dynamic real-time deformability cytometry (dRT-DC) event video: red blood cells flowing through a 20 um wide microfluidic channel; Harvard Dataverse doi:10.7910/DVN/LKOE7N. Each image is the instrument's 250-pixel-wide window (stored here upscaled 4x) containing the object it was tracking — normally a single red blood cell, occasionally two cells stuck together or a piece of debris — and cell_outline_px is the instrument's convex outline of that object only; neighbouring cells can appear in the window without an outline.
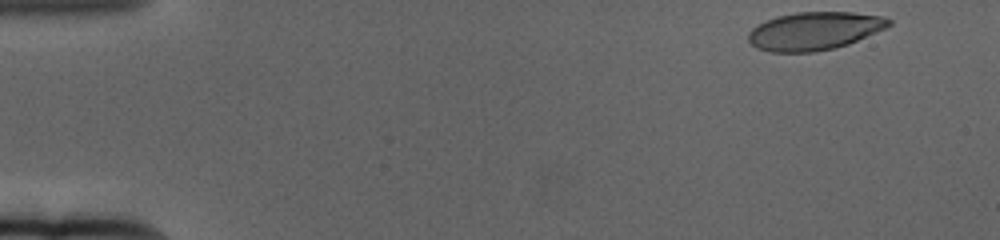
{"species": "human", "species_latin": "Homo sapiens", "temperature_condition": "cold", "stored_images_in_passage": 57, "camera_frame_rate_fps": 3000, "um_per_image_px": 0.085, "donor": {"sex": "female"}, "frame": {"image": 1, "passage_image": 1, "time_ms": 0.0, "image_size_px": [1000, 240], "cell_outline_px": [[892, 24], [888, 28], [848, 44], [832, 48], [812, 52], [772, 52], [756, 48], [748, 40], [748, 32], [752, 28], [776, 16], [796, 12], [852, 12], [884, 16], [892, 20]], "centroid_in_image_um": [69.26, 2.62], "position_along_channel_um": 15.7, "area_um2": 31.21}}
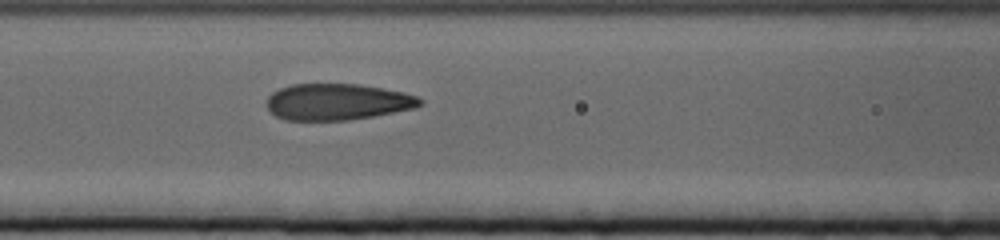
{"frame": {"image": 2, "passage_image": 23, "time_ms": 7.333, "image_size_px": [1000, 240], "cell_outline_px": [[424, 104], [412, 108], [372, 116], [348, 120], [284, 120], [276, 116], [268, 108], [268, 96], [272, 92], [280, 88], [292, 84], [360, 84], [404, 92], [416, 96], [424, 100]], "centroid_in_image_um": [28.68, 8.65], "position_along_channel_um": 137.9, "area_um2": 32.37}}
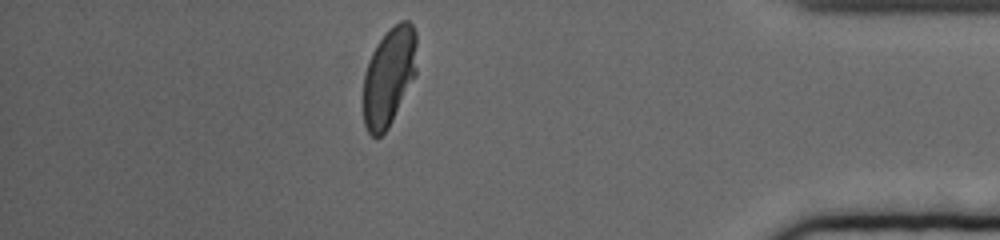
{"frame": {"image": 3, "passage_image": 50, "time_ms": 16.333, "image_size_px": [1000, 240], "cell_outline_px": [[416, 72], [388, 128], [376, 140], [368, 132], [364, 124], [364, 76], [372, 52], [376, 44], [400, 20], [408, 20], [412, 24], [416, 32]], "centroid_in_image_um": [33.06, 6.51], "position_along_channel_um": 402.1, "area_um2": 30.17}, "authors_computed_cell_mechanics": {"area_um2": 33.0038, "velocity_mm_per_s": 3.3374, "shape_relaxation_time_tau1_ms": 5.2136, "shape_relaxation_time_tau2_ms": null, "deformation_change_tau1": 0.194, "deformation_change_tau2": null}}